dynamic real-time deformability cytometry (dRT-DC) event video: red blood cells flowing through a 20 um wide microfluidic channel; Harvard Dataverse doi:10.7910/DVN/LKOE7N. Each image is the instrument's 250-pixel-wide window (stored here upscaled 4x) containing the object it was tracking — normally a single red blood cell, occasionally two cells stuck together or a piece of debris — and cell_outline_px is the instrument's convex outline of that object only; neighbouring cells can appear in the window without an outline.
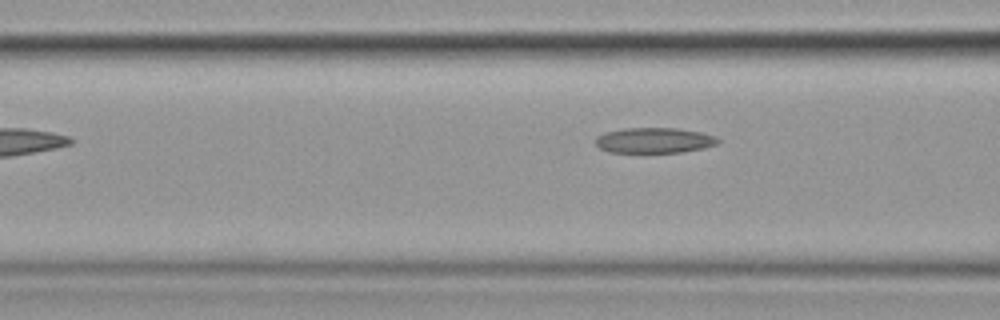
{"species": "common noctule bat (a hibernating species)", "species_latin": "Nyctalus noctula", "temperature_condition": "cold", "stored_images_in_passage": 5, "camera_frame_rate_fps": 3000, "um_per_image_px": 0.085, "animal": {"sex": "female", "body_mass_g": 19.9}, "frame": {"image": 1, "passage_image": 5, "time_ms": 5.667, "image_size_px": [1000, 320], "cell_outline_px": [[720, 140], [716, 144], [704, 148], [680, 152], [608, 152], [600, 148], [596, 144], [596, 136], [604, 132], [624, 128], [676, 128], [700, 132], [716, 136]], "centroid_in_image_um": [55.59, 11.92], "position_along_channel_um": 111.0, "area_um2": 18.09}}